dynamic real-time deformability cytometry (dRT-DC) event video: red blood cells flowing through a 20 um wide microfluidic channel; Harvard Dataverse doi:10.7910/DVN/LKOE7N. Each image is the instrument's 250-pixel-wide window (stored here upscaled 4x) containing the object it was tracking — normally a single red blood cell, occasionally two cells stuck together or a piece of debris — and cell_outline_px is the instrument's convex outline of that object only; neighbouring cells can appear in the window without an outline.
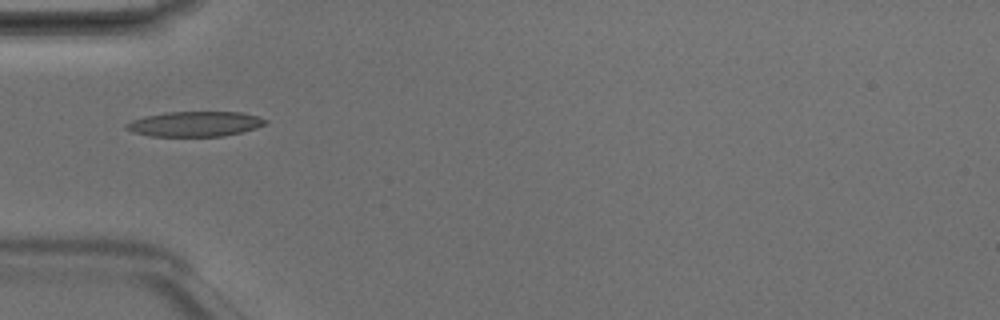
{"species": "Egyptian fruit bat (a non-hibernating species)", "species_latin": "Rousettus aegyptiacus", "temperature_condition": "room temperature", "stored_images_in_passage": 2, "camera_frame_rate_fps": 3000, "um_per_image_px": 0.085, "animal": {"sex": "male"}, "frame": {"image": 1, "passage_image": 2, "time_ms": 0.333, "image_size_px": [1000, 320], "cell_outline_px": [[268, 120], [264, 124], [256, 128], [224, 136], [152, 136], [132, 132], [124, 128], [124, 124], [132, 120], [144, 116], [168, 112], [240, 112], [256, 116]], "centroid_in_image_um": [16.52, 10.53], "position_along_channel_um": 68.5, "area_um2": 20.23}}